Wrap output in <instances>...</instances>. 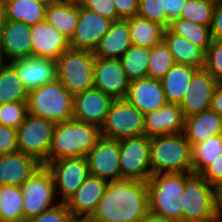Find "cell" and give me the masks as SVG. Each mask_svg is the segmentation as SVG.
<instances>
[{
  "mask_svg": "<svg viewBox=\"0 0 222 222\" xmlns=\"http://www.w3.org/2000/svg\"><path fill=\"white\" fill-rule=\"evenodd\" d=\"M148 211L146 182L112 181L107 183L96 210L85 222H139Z\"/></svg>",
  "mask_w": 222,
  "mask_h": 222,
  "instance_id": "6da1fadb",
  "label": "cell"
},
{
  "mask_svg": "<svg viewBox=\"0 0 222 222\" xmlns=\"http://www.w3.org/2000/svg\"><path fill=\"white\" fill-rule=\"evenodd\" d=\"M101 137L100 127L70 119L55 124L48 163L71 157H86Z\"/></svg>",
  "mask_w": 222,
  "mask_h": 222,
  "instance_id": "7a4b0ae2",
  "label": "cell"
},
{
  "mask_svg": "<svg viewBox=\"0 0 222 222\" xmlns=\"http://www.w3.org/2000/svg\"><path fill=\"white\" fill-rule=\"evenodd\" d=\"M150 166L156 173H193L192 147L183 133L150 137Z\"/></svg>",
  "mask_w": 222,
  "mask_h": 222,
  "instance_id": "3957f363",
  "label": "cell"
},
{
  "mask_svg": "<svg viewBox=\"0 0 222 222\" xmlns=\"http://www.w3.org/2000/svg\"><path fill=\"white\" fill-rule=\"evenodd\" d=\"M149 211L171 222H182L185 173H156L147 182Z\"/></svg>",
  "mask_w": 222,
  "mask_h": 222,
  "instance_id": "277c9868",
  "label": "cell"
},
{
  "mask_svg": "<svg viewBox=\"0 0 222 222\" xmlns=\"http://www.w3.org/2000/svg\"><path fill=\"white\" fill-rule=\"evenodd\" d=\"M95 60L93 51L71 48L56 59L57 79L73 100L94 87Z\"/></svg>",
  "mask_w": 222,
  "mask_h": 222,
  "instance_id": "5b68a950",
  "label": "cell"
},
{
  "mask_svg": "<svg viewBox=\"0 0 222 222\" xmlns=\"http://www.w3.org/2000/svg\"><path fill=\"white\" fill-rule=\"evenodd\" d=\"M74 100L58 79L28 92V114L58 124L73 119Z\"/></svg>",
  "mask_w": 222,
  "mask_h": 222,
  "instance_id": "8992f818",
  "label": "cell"
},
{
  "mask_svg": "<svg viewBox=\"0 0 222 222\" xmlns=\"http://www.w3.org/2000/svg\"><path fill=\"white\" fill-rule=\"evenodd\" d=\"M182 222H215L214 186L200 174L185 173Z\"/></svg>",
  "mask_w": 222,
  "mask_h": 222,
  "instance_id": "52a82bcc",
  "label": "cell"
},
{
  "mask_svg": "<svg viewBox=\"0 0 222 222\" xmlns=\"http://www.w3.org/2000/svg\"><path fill=\"white\" fill-rule=\"evenodd\" d=\"M121 180L148 182L150 166V137L141 135L119 140Z\"/></svg>",
  "mask_w": 222,
  "mask_h": 222,
  "instance_id": "ba28073f",
  "label": "cell"
},
{
  "mask_svg": "<svg viewBox=\"0 0 222 222\" xmlns=\"http://www.w3.org/2000/svg\"><path fill=\"white\" fill-rule=\"evenodd\" d=\"M20 187L24 196V222L60 203V201H55V196L58 194L56 193L54 180L50 171L44 165Z\"/></svg>",
  "mask_w": 222,
  "mask_h": 222,
  "instance_id": "9c48e42d",
  "label": "cell"
},
{
  "mask_svg": "<svg viewBox=\"0 0 222 222\" xmlns=\"http://www.w3.org/2000/svg\"><path fill=\"white\" fill-rule=\"evenodd\" d=\"M54 128L53 122L27 114L17 128L18 151L35 157L45 166L48 164Z\"/></svg>",
  "mask_w": 222,
  "mask_h": 222,
  "instance_id": "30bf717a",
  "label": "cell"
},
{
  "mask_svg": "<svg viewBox=\"0 0 222 222\" xmlns=\"http://www.w3.org/2000/svg\"><path fill=\"white\" fill-rule=\"evenodd\" d=\"M100 130L117 140L144 135V115L126 99L113 100Z\"/></svg>",
  "mask_w": 222,
  "mask_h": 222,
  "instance_id": "8fae6325",
  "label": "cell"
},
{
  "mask_svg": "<svg viewBox=\"0 0 222 222\" xmlns=\"http://www.w3.org/2000/svg\"><path fill=\"white\" fill-rule=\"evenodd\" d=\"M45 166L53 177L57 193V188L60 187L62 203H66L90 175L86 157L63 158L51 161Z\"/></svg>",
  "mask_w": 222,
  "mask_h": 222,
  "instance_id": "7c38bea8",
  "label": "cell"
},
{
  "mask_svg": "<svg viewBox=\"0 0 222 222\" xmlns=\"http://www.w3.org/2000/svg\"><path fill=\"white\" fill-rule=\"evenodd\" d=\"M119 140L101 136L86 159L90 175L107 182L121 180Z\"/></svg>",
  "mask_w": 222,
  "mask_h": 222,
  "instance_id": "4fadbf2b",
  "label": "cell"
},
{
  "mask_svg": "<svg viewBox=\"0 0 222 222\" xmlns=\"http://www.w3.org/2000/svg\"><path fill=\"white\" fill-rule=\"evenodd\" d=\"M113 21L79 5V18L69 48L94 51Z\"/></svg>",
  "mask_w": 222,
  "mask_h": 222,
  "instance_id": "5bb4252c",
  "label": "cell"
},
{
  "mask_svg": "<svg viewBox=\"0 0 222 222\" xmlns=\"http://www.w3.org/2000/svg\"><path fill=\"white\" fill-rule=\"evenodd\" d=\"M130 80L119 59L96 58L94 66V87L113 100L125 99Z\"/></svg>",
  "mask_w": 222,
  "mask_h": 222,
  "instance_id": "9a60e30c",
  "label": "cell"
},
{
  "mask_svg": "<svg viewBox=\"0 0 222 222\" xmlns=\"http://www.w3.org/2000/svg\"><path fill=\"white\" fill-rule=\"evenodd\" d=\"M31 26L22 22L5 20L0 28V62H7L32 56Z\"/></svg>",
  "mask_w": 222,
  "mask_h": 222,
  "instance_id": "2e32d148",
  "label": "cell"
},
{
  "mask_svg": "<svg viewBox=\"0 0 222 222\" xmlns=\"http://www.w3.org/2000/svg\"><path fill=\"white\" fill-rule=\"evenodd\" d=\"M218 82L204 69H197L180 104L184 118L210 108L213 92Z\"/></svg>",
  "mask_w": 222,
  "mask_h": 222,
  "instance_id": "e0dca14e",
  "label": "cell"
},
{
  "mask_svg": "<svg viewBox=\"0 0 222 222\" xmlns=\"http://www.w3.org/2000/svg\"><path fill=\"white\" fill-rule=\"evenodd\" d=\"M9 64L28 92L57 79L56 61L52 59L31 56Z\"/></svg>",
  "mask_w": 222,
  "mask_h": 222,
  "instance_id": "ac0fdd59",
  "label": "cell"
},
{
  "mask_svg": "<svg viewBox=\"0 0 222 222\" xmlns=\"http://www.w3.org/2000/svg\"><path fill=\"white\" fill-rule=\"evenodd\" d=\"M107 183L106 180L89 175L65 203L68 210L79 222H85L96 210Z\"/></svg>",
  "mask_w": 222,
  "mask_h": 222,
  "instance_id": "d6986e66",
  "label": "cell"
},
{
  "mask_svg": "<svg viewBox=\"0 0 222 222\" xmlns=\"http://www.w3.org/2000/svg\"><path fill=\"white\" fill-rule=\"evenodd\" d=\"M32 56L56 59L69 48V40L45 19L31 26Z\"/></svg>",
  "mask_w": 222,
  "mask_h": 222,
  "instance_id": "ffe728a7",
  "label": "cell"
},
{
  "mask_svg": "<svg viewBox=\"0 0 222 222\" xmlns=\"http://www.w3.org/2000/svg\"><path fill=\"white\" fill-rule=\"evenodd\" d=\"M125 99L143 115L167 104L160 80L150 77L130 81Z\"/></svg>",
  "mask_w": 222,
  "mask_h": 222,
  "instance_id": "44dd1931",
  "label": "cell"
},
{
  "mask_svg": "<svg viewBox=\"0 0 222 222\" xmlns=\"http://www.w3.org/2000/svg\"><path fill=\"white\" fill-rule=\"evenodd\" d=\"M113 99L93 87L82 92L73 104V119L101 128Z\"/></svg>",
  "mask_w": 222,
  "mask_h": 222,
  "instance_id": "7402d4cb",
  "label": "cell"
},
{
  "mask_svg": "<svg viewBox=\"0 0 222 222\" xmlns=\"http://www.w3.org/2000/svg\"><path fill=\"white\" fill-rule=\"evenodd\" d=\"M185 118L180 105L169 104L144 114V135L148 137L183 133Z\"/></svg>",
  "mask_w": 222,
  "mask_h": 222,
  "instance_id": "603a6c76",
  "label": "cell"
},
{
  "mask_svg": "<svg viewBox=\"0 0 222 222\" xmlns=\"http://www.w3.org/2000/svg\"><path fill=\"white\" fill-rule=\"evenodd\" d=\"M43 166L35 157L22 152L0 156V186H21Z\"/></svg>",
  "mask_w": 222,
  "mask_h": 222,
  "instance_id": "cb8c5ba5",
  "label": "cell"
},
{
  "mask_svg": "<svg viewBox=\"0 0 222 222\" xmlns=\"http://www.w3.org/2000/svg\"><path fill=\"white\" fill-rule=\"evenodd\" d=\"M183 134L191 147L206 139L222 135V117L208 109L185 118Z\"/></svg>",
  "mask_w": 222,
  "mask_h": 222,
  "instance_id": "d4e9b609",
  "label": "cell"
},
{
  "mask_svg": "<svg viewBox=\"0 0 222 222\" xmlns=\"http://www.w3.org/2000/svg\"><path fill=\"white\" fill-rule=\"evenodd\" d=\"M132 45L128 20L113 21L93 51L96 58L119 59Z\"/></svg>",
  "mask_w": 222,
  "mask_h": 222,
  "instance_id": "484cf974",
  "label": "cell"
},
{
  "mask_svg": "<svg viewBox=\"0 0 222 222\" xmlns=\"http://www.w3.org/2000/svg\"><path fill=\"white\" fill-rule=\"evenodd\" d=\"M163 41L177 64H186L195 68H204L205 52L183 36L164 30Z\"/></svg>",
  "mask_w": 222,
  "mask_h": 222,
  "instance_id": "4316f807",
  "label": "cell"
},
{
  "mask_svg": "<svg viewBox=\"0 0 222 222\" xmlns=\"http://www.w3.org/2000/svg\"><path fill=\"white\" fill-rule=\"evenodd\" d=\"M195 68L175 63L160 80L167 103L180 105L191 82Z\"/></svg>",
  "mask_w": 222,
  "mask_h": 222,
  "instance_id": "83f0119b",
  "label": "cell"
},
{
  "mask_svg": "<svg viewBox=\"0 0 222 222\" xmlns=\"http://www.w3.org/2000/svg\"><path fill=\"white\" fill-rule=\"evenodd\" d=\"M79 4L63 2L46 8L44 19L68 40L71 39L77 27Z\"/></svg>",
  "mask_w": 222,
  "mask_h": 222,
  "instance_id": "f1b7e54d",
  "label": "cell"
},
{
  "mask_svg": "<svg viewBox=\"0 0 222 222\" xmlns=\"http://www.w3.org/2000/svg\"><path fill=\"white\" fill-rule=\"evenodd\" d=\"M46 8L37 0H5V17L32 26L44 20Z\"/></svg>",
  "mask_w": 222,
  "mask_h": 222,
  "instance_id": "f546056e",
  "label": "cell"
},
{
  "mask_svg": "<svg viewBox=\"0 0 222 222\" xmlns=\"http://www.w3.org/2000/svg\"><path fill=\"white\" fill-rule=\"evenodd\" d=\"M127 20L132 44L152 48L163 41L165 28L159 24L138 15Z\"/></svg>",
  "mask_w": 222,
  "mask_h": 222,
  "instance_id": "4dcf8cb0",
  "label": "cell"
},
{
  "mask_svg": "<svg viewBox=\"0 0 222 222\" xmlns=\"http://www.w3.org/2000/svg\"><path fill=\"white\" fill-rule=\"evenodd\" d=\"M28 91L15 69L9 63L0 62V104L27 102Z\"/></svg>",
  "mask_w": 222,
  "mask_h": 222,
  "instance_id": "1f68e13d",
  "label": "cell"
},
{
  "mask_svg": "<svg viewBox=\"0 0 222 222\" xmlns=\"http://www.w3.org/2000/svg\"><path fill=\"white\" fill-rule=\"evenodd\" d=\"M24 196L20 186H0V222H24Z\"/></svg>",
  "mask_w": 222,
  "mask_h": 222,
  "instance_id": "d6a6232c",
  "label": "cell"
},
{
  "mask_svg": "<svg viewBox=\"0 0 222 222\" xmlns=\"http://www.w3.org/2000/svg\"><path fill=\"white\" fill-rule=\"evenodd\" d=\"M150 48L132 44L119 58L130 81L147 77Z\"/></svg>",
  "mask_w": 222,
  "mask_h": 222,
  "instance_id": "836d02e7",
  "label": "cell"
},
{
  "mask_svg": "<svg viewBox=\"0 0 222 222\" xmlns=\"http://www.w3.org/2000/svg\"><path fill=\"white\" fill-rule=\"evenodd\" d=\"M173 33L183 36L205 53L211 45L212 37L210 27L199 25L182 18L174 19L168 27Z\"/></svg>",
  "mask_w": 222,
  "mask_h": 222,
  "instance_id": "e575fe53",
  "label": "cell"
},
{
  "mask_svg": "<svg viewBox=\"0 0 222 222\" xmlns=\"http://www.w3.org/2000/svg\"><path fill=\"white\" fill-rule=\"evenodd\" d=\"M222 155V135H216L192 147L193 174H200L212 161Z\"/></svg>",
  "mask_w": 222,
  "mask_h": 222,
  "instance_id": "d590c367",
  "label": "cell"
},
{
  "mask_svg": "<svg viewBox=\"0 0 222 222\" xmlns=\"http://www.w3.org/2000/svg\"><path fill=\"white\" fill-rule=\"evenodd\" d=\"M147 77L161 80L175 64L173 55L167 45L162 41L150 48Z\"/></svg>",
  "mask_w": 222,
  "mask_h": 222,
  "instance_id": "8d00e7d4",
  "label": "cell"
},
{
  "mask_svg": "<svg viewBox=\"0 0 222 222\" xmlns=\"http://www.w3.org/2000/svg\"><path fill=\"white\" fill-rule=\"evenodd\" d=\"M215 6L204 0H186L180 18L211 27Z\"/></svg>",
  "mask_w": 222,
  "mask_h": 222,
  "instance_id": "74e56055",
  "label": "cell"
},
{
  "mask_svg": "<svg viewBox=\"0 0 222 222\" xmlns=\"http://www.w3.org/2000/svg\"><path fill=\"white\" fill-rule=\"evenodd\" d=\"M137 15L148 19L150 22L157 23L165 29L170 25L163 0H139Z\"/></svg>",
  "mask_w": 222,
  "mask_h": 222,
  "instance_id": "f35d334b",
  "label": "cell"
},
{
  "mask_svg": "<svg viewBox=\"0 0 222 222\" xmlns=\"http://www.w3.org/2000/svg\"><path fill=\"white\" fill-rule=\"evenodd\" d=\"M28 114L27 102L0 104V124L17 129Z\"/></svg>",
  "mask_w": 222,
  "mask_h": 222,
  "instance_id": "ab89813d",
  "label": "cell"
},
{
  "mask_svg": "<svg viewBox=\"0 0 222 222\" xmlns=\"http://www.w3.org/2000/svg\"><path fill=\"white\" fill-rule=\"evenodd\" d=\"M204 69L217 82L222 79V42L212 40L205 53Z\"/></svg>",
  "mask_w": 222,
  "mask_h": 222,
  "instance_id": "60d3db41",
  "label": "cell"
},
{
  "mask_svg": "<svg viewBox=\"0 0 222 222\" xmlns=\"http://www.w3.org/2000/svg\"><path fill=\"white\" fill-rule=\"evenodd\" d=\"M25 222H79L68 210L65 203L60 202L56 206L32 217Z\"/></svg>",
  "mask_w": 222,
  "mask_h": 222,
  "instance_id": "b9f144b4",
  "label": "cell"
},
{
  "mask_svg": "<svg viewBox=\"0 0 222 222\" xmlns=\"http://www.w3.org/2000/svg\"><path fill=\"white\" fill-rule=\"evenodd\" d=\"M81 5L111 21L121 20L112 0H84Z\"/></svg>",
  "mask_w": 222,
  "mask_h": 222,
  "instance_id": "7bdbcfd3",
  "label": "cell"
},
{
  "mask_svg": "<svg viewBox=\"0 0 222 222\" xmlns=\"http://www.w3.org/2000/svg\"><path fill=\"white\" fill-rule=\"evenodd\" d=\"M17 151V129L0 124V156Z\"/></svg>",
  "mask_w": 222,
  "mask_h": 222,
  "instance_id": "ee69618b",
  "label": "cell"
},
{
  "mask_svg": "<svg viewBox=\"0 0 222 222\" xmlns=\"http://www.w3.org/2000/svg\"><path fill=\"white\" fill-rule=\"evenodd\" d=\"M200 175L212 186L222 182V155L212 161Z\"/></svg>",
  "mask_w": 222,
  "mask_h": 222,
  "instance_id": "f6af8a7d",
  "label": "cell"
},
{
  "mask_svg": "<svg viewBox=\"0 0 222 222\" xmlns=\"http://www.w3.org/2000/svg\"><path fill=\"white\" fill-rule=\"evenodd\" d=\"M116 7L118 17L123 20H127L138 13L139 0H112Z\"/></svg>",
  "mask_w": 222,
  "mask_h": 222,
  "instance_id": "bcb514c9",
  "label": "cell"
},
{
  "mask_svg": "<svg viewBox=\"0 0 222 222\" xmlns=\"http://www.w3.org/2000/svg\"><path fill=\"white\" fill-rule=\"evenodd\" d=\"M212 40L222 42V3H217L210 27Z\"/></svg>",
  "mask_w": 222,
  "mask_h": 222,
  "instance_id": "7dc6e473",
  "label": "cell"
},
{
  "mask_svg": "<svg viewBox=\"0 0 222 222\" xmlns=\"http://www.w3.org/2000/svg\"><path fill=\"white\" fill-rule=\"evenodd\" d=\"M185 2L186 0H163L166 15L170 22L174 19L180 18Z\"/></svg>",
  "mask_w": 222,
  "mask_h": 222,
  "instance_id": "c3c4849f",
  "label": "cell"
},
{
  "mask_svg": "<svg viewBox=\"0 0 222 222\" xmlns=\"http://www.w3.org/2000/svg\"><path fill=\"white\" fill-rule=\"evenodd\" d=\"M209 109L215 111L222 117V87L219 85L216 86L213 92Z\"/></svg>",
  "mask_w": 222,
  "mask_h": 222,
  "instance_id": "681fc988",
  "label": "cell"
},
{
  "mask_svg": "<svg viewBox=\"0 0 222 222\" xmlns=\"http://www.w3.org/2000/svg\"><path fill=\"white\" fill-rule=\"evenodd\" d=\"M214 199L216 216L222 220V182L214 186Z\"/></svg>",
  "mask_w": 222,
  "mask_h": 222,
  "instance_id": "f907efd6",
  "label": "cell"
},
{
  "mask_svg": "<svg viewBox=\"0 0 222 222\" xmlns=\"http://www.w3.org/2000/svg\"><path fill=\"white\" fill-rule=\"evenodd\" d=\"M139 222H171L163 216L148 211Z\"/></svg>",
  "mask_w": 222,
  "mask_h": 222,
  "instance_id": "816d5d0a",
  "label": "cell"
},
{
  "mask_svg": "<svg viewBox=\"0 0 222 222\" xmlns=\"http://www.w3.org/2000/svg\"><path fill=\"white\" fill-rule=\"evenodd\" d=\"M5 0H0V28L5 23Z\"/></svg>",
  "mask_w": 222,
  "mask_h": 222,
  "instance_id": "f5cc1de1",
  "label": "cell"
},
{
  "mask_svg": "<svg viewBox=\"0 0 222 222\" xmlns=\"http://www.w3.org/2000/svg\"><path fill=\"white\" fill-rule=\"evenodd\" d=\"M39 3L45 5L46 7L61 4L64 0H37Z\"/></svg>",
  "mask_w": 222,
  "mask_h": 222,
  "instance_id": "db71d44e",
  "label": "cell"
},
{
  "mask_svg": "<svg viewBox=\"0 0 222 222\" xmlns=\"http://www.w3.org/2000/svg\"><path fill=\"white\" fill-rule=\"evenodd\" d=\"M64 2L81 5L84 2V0H64Z\"/></svg>",
  "mask_w": 222,
  "mask_h": 222,
  "instance_id": "11a10c76",
  "label": "cell"
},
{
  "mask_svg": "<svg viewBox=\"0 0 222 222\" xmlns=\"http://www.w3.org/2000/svg\"><path fill=\"white\" fill-rule=\"evenodd\" d=\"M204 1H207V2H210V3H213V4H217V0H204Z\"/></svg>",
  "mask_w": 222,
  "mask_h": 222,
  "instance_id": "9f6ffc18",
  "label": "cell"
},
{
  "mask_svg": "<svg viewBox=\"0 0 222 222\" xmlns=\"http://www.w3.org/2000/svg\"><path fill=\"white\" fill-rule=\"evenodd\" d=\"M218 85L222 87V79L218 81Z\"/></svg>",
  "mask_w": 222,
  "mask_h": 222,
  "instance_id": "6f0895ef",
  "label": "cell"
}]
</instances>
